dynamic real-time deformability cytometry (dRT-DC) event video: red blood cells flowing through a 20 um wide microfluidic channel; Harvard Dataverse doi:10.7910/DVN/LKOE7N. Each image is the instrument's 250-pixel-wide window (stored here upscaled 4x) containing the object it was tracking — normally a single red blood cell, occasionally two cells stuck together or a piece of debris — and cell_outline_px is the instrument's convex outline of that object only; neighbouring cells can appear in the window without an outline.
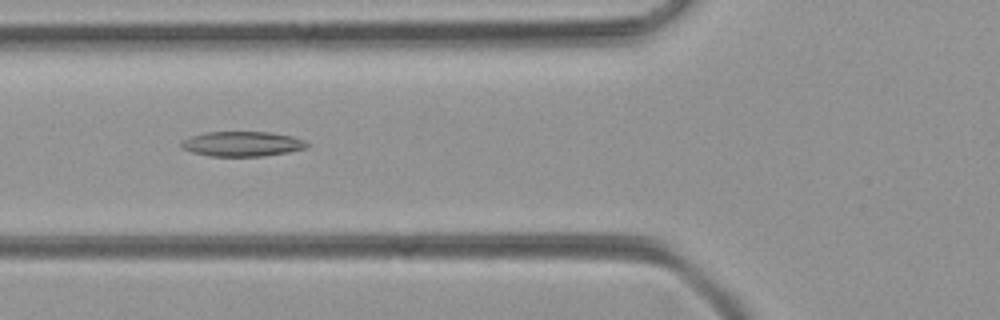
{"species": "common noctule bat (a hibernating species)", "species_latin": "Nyctalus noctula", "temperature_condition": "room temperature", "stored_images_in_passage": 34, "camera_frame_rate_fps": 3000, "um_per_image_px": 0.085, "animal": {"sex": "female", "body_mass_g": 21.9}, "frame": {"image": 1, "passage_image": 3, "time_ms": 0.667, "image_size_px": [1000, 320], "cell_outline_px": [[308, 148], [288, 152], [264, 156], [208, 156], [192, 152], [180, 148], [180, 140], [204, 132], [268, 132], [292, 136], [304, 140], [308, 144]], "centroid_in_image_um": [20.55, 12.23], "position_along_channel_um": 105.2, "area_um2": 18.38}}
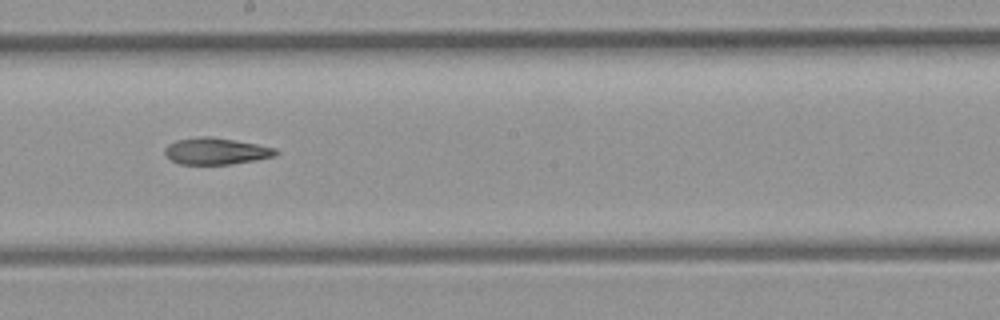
{"frame": {"image": 2, "passage_image": 12, "time_ms": 3.667, "image_size_px": [1000, 320], "cell_outline_px": [[280, 152], [276, 156], [256, 160], [232, 164], [180, 164], [172, 160], [164, 152], [164, 148], [168, 144], [176, 140], [200, 136], [212, 136], [256, 144], [276, 148]], "centroid_in_image_um": [18.39, 12.84], "position_along_channel_um": 229.8, "area_um2": 17.28}}
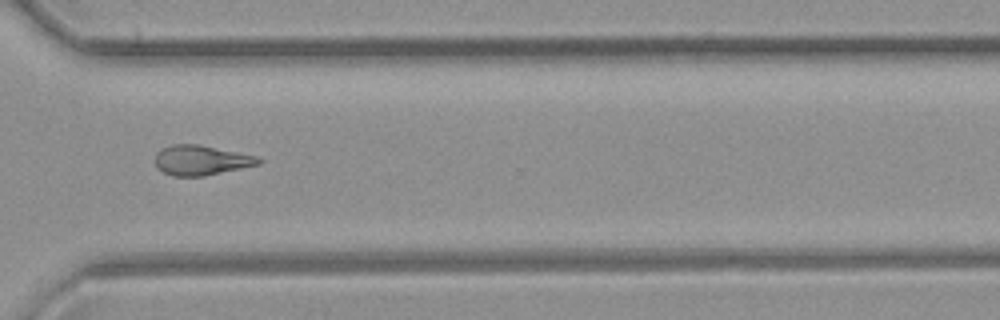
{"frame": {"image": 3, "passage_image": 21, "time_ms": 6.667, "image_size_px": [1000, 320], "cell_outline_px": [[264, 160], [260, 164], [204, 176], [172, 176], [156, 168], [156, 152], [160, 148], [172, 144], [200, 144], [256, 156]], "centroid_in_image_um": [17.08, 13.61], "position_along_channel_um": 353.5, "area_um2": 18.09}}